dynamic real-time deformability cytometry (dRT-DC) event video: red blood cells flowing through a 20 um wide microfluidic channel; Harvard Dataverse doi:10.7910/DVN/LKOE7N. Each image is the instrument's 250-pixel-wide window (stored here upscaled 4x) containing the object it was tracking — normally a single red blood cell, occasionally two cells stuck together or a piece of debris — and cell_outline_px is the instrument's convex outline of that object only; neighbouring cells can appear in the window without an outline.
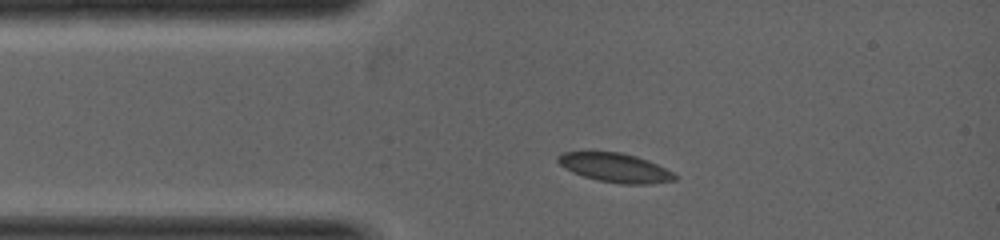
{"species": "common noctule bat (a hibernating species)", "species_latin": "Nyctalus noctula", "temperature_condition": "warm", "stored_images_in_passage": 1, "camera_frame_rate_fps": 5000, "um_per_image_px": 0.085, "animal": {"sex": "female", "body_mass_g": 19.0, "forearm_length_mm": 53.3}, "frame": {"image": 1, "passage_image": 1, "time_ms": 0.0, "image_size_px": [1000, 240], "cell_outline_px": [[676, 180], [648, 184], [624, 184], [600, 180], [584, 176], [560, 164], [556, 160], [564, 152], [620, 152], [636, 156], [656, 164], [672, 172], [676, 176]], "centroid_in_image_um": [52.33, 14.25], "position_along_channel_um": 32.7, "area_um2": 19.13}}